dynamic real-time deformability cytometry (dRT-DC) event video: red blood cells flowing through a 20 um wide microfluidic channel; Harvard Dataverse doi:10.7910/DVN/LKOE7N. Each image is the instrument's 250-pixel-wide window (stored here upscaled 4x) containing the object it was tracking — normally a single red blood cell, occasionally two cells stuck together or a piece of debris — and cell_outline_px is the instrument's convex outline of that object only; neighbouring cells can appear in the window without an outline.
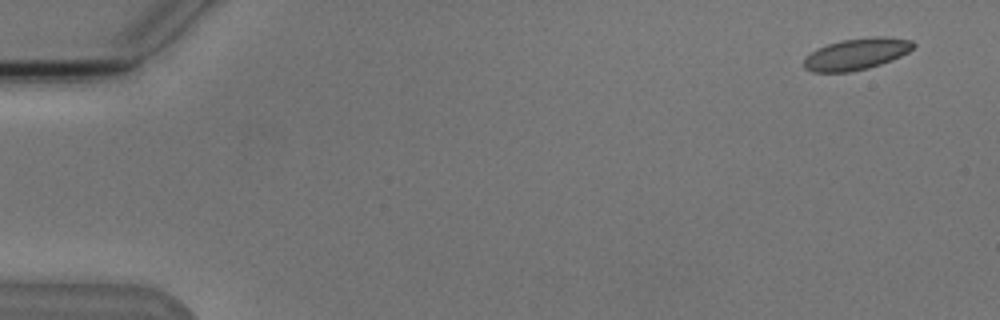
{"species": "Egyptian fruit bat (a non-hibernating species)", "species_latin": "Rousettus aegyptiacus", "temperature_condition": "cold", "stored_images_in_passage": 5, "camera_frame_rate_fps": 3000, "um_per_image_px": 0.085, "animal": {"sex": "male"}, "frame": {"image": 1, "passage_image": 1, "time_ms": 0.0, "image_size_px": [1000, 320], "cell_outline_px": [[916, 44], [908, 52], [900, 56], [880, 64], [868, 68], [848, 72], [812, 72], [804, 68], [804, 60], [816, 48], [840, 40], [876, 36], [880, 36], [912, 40]], "centroid_in_image_um": [72.79, 4.59], "position_along_channel_um": 12.2, "area_um2": 19.94}}
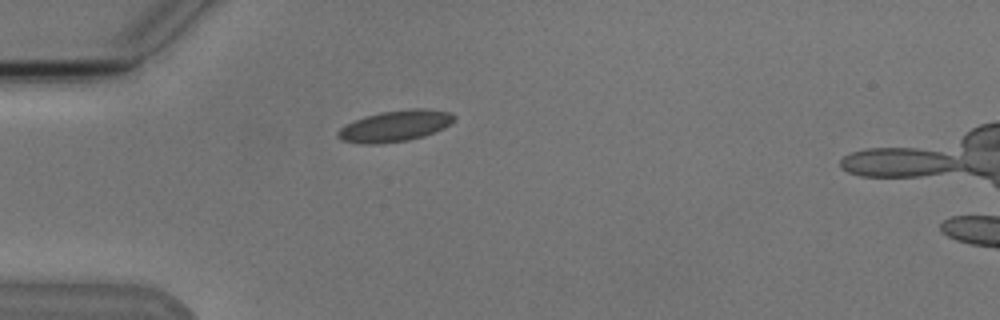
{"frame": {"image": 2, "passage_image": 4, "time_ms": 4.333, "image_size_px": [1000, 320], "cell_outline_px": [[456, 116], [452, 124], [444, 128], [424, 136], [408, 140], [380, 144], [364, 144], [340, 140], [336, 136], [336, 132], [340, 128], [356, 120], [380, 112], [412, 108], [424, 108], [448, 112]], "centroid_in_image_um": [33.6, 10.71], "position_along_channel_um": 51.4, "area_um2": 21.1}}